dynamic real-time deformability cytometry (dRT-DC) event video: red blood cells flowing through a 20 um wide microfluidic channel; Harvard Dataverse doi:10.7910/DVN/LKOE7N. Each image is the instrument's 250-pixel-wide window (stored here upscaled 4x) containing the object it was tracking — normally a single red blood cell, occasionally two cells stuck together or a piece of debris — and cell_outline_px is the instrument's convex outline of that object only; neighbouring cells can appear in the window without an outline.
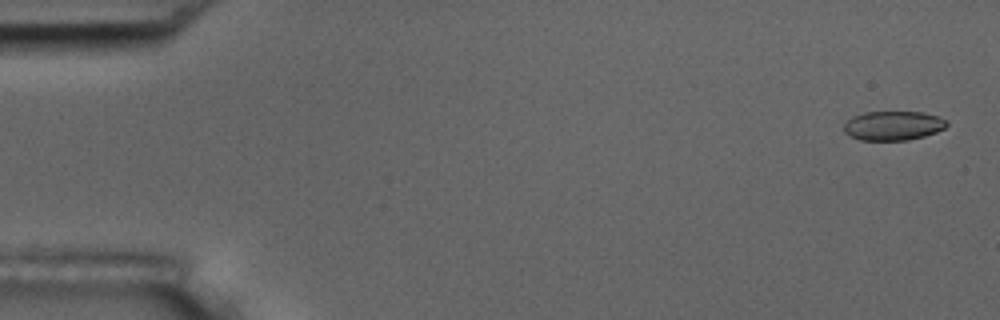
{"species": "common noctule bat (a hibernating species)", "species_latin": "Nyctalus noctula", "temperature_condition": "room temperature", "stored_images_in_passage": 56, "camera_frame_rate_fps": 3000, "um_per_image_px": 0.085, "animal": {"sex": "male", "body_mass_g": 17.5, "forearm_length_mm": 52.3}, "frame": {"image": 1, "passage_image": 2, "time_ms": 0.333, "image_size_px": [1000, 320], "cell_outline_px": [[948, 124], [944, 128], [936, 132], [924, 136], [908, 140], [860, 140], [848, 136], [844, 132], [844, 124], [852, 116], [864, 112], [924, 112], [948, 120]], "centroid_in_image_um": [75.9, 10.68], "position_along_channel_um": 9.1, "area_um2": 17.63}}
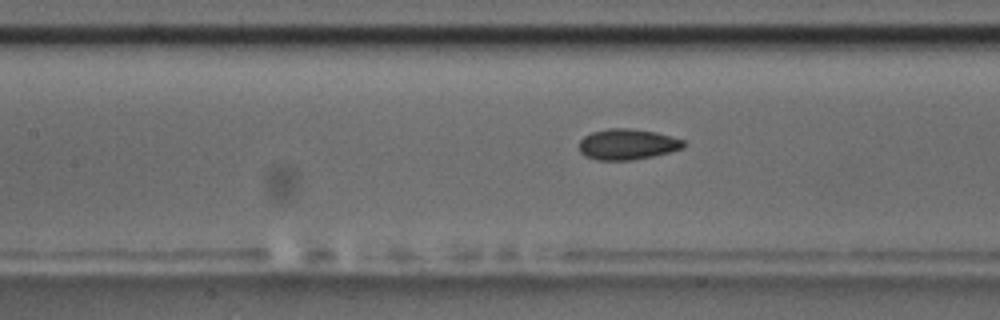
{"frame": {"image": 2, "passage_image": 25, "time_ms": 8.0, "image_size_px": [1000, 320], "cell_outline_px": [[688, 144], [684, 148], [652, 156], [632, 160], [596, 160], [584, 156], [580, 152], [580, 140], [584, 136], [592, 132], [608, 128], [628, 128], [656, 132], [672, 136], [684, 140]], "centroid_in_image_um": [53.34, 12.26], "position_along_channel_um": 154.1, "area_um2": 18.84}}
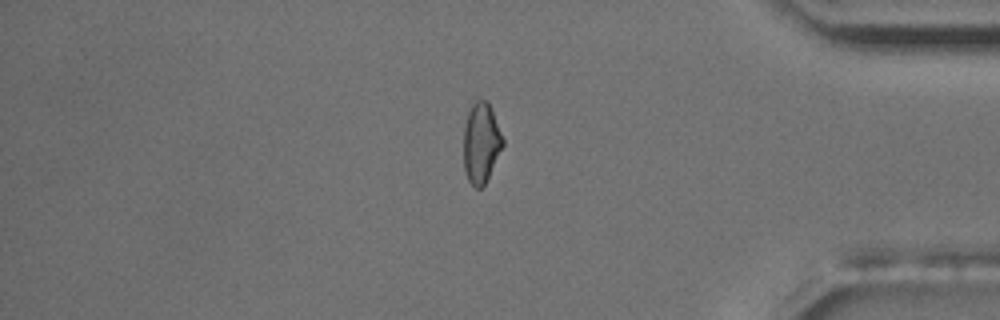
{"frame": {"image": 3, "passage_image": 47, "time_ms": 15.333, "image_size_px": [1000, 320], "cell_outline_px": [[504, 144], [484, 184], [480, 188], [476, 188], [468, 180], [464, 172], [464, 128], [468, 104], [476, 100], [488, 100], [492, 108], [504, 140]], "centroid_in_image_um": [40.88, 12.07], "position_along_channel_um": 394.3, "area_um2": 18.55}, "authors_computed_cell_mechanics": {"area_um2": 18.6116, "velocity_mm_per_s": 3.6491, "shape_relaxation_time_tau1_ms": null, "shape_relaxation_time_tau2_ms": 2.5139, "deformation_change_tau1": null, "deformation_change_tau2": 0.0656}}